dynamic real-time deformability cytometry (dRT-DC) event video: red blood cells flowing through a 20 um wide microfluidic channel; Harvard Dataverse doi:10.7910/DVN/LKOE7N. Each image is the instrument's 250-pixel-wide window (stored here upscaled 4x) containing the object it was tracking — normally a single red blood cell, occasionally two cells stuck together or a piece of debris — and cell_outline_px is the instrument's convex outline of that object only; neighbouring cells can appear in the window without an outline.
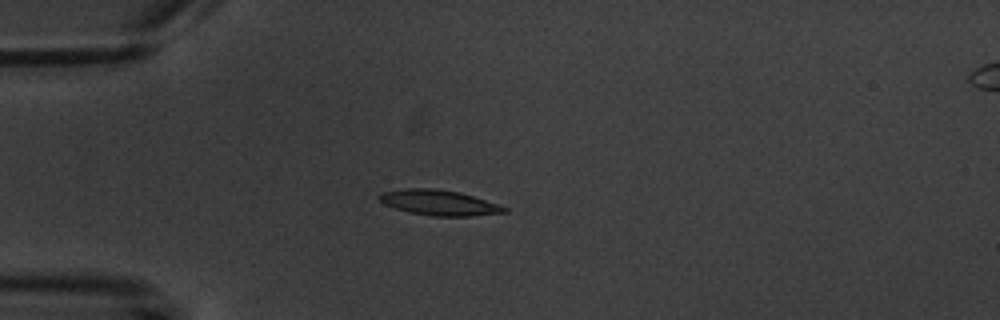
{"species": "common noctule bat (a hibernating species)", "species_latin": "Nyctalus noctula", "temperature_condition": "warm", "stored_images_in_passage": 5, "camera_frame_rate_fps": 3000, "um_per_image_px": 0.085, "animal": {"sex": "male", "body_mass_g": 20.1, "forearm_length_mm": 53.5}, "frame": {"image": 1, "passage_image": 3, "time_ms": 2.333, "image_size_px": [1000, 320], "cell_outline_px": [[508, 212], [472, 216], [432, 216], [412, 212], [396, 208], [384, 204], [376, 196], [384, 192], [404, 188], [436, 188], [460, 192], [508, 208]], "centroid_in_image_um": [37.31, 17.22], "position_along_channel_um": 47.7, "area_um2": 18.26}}